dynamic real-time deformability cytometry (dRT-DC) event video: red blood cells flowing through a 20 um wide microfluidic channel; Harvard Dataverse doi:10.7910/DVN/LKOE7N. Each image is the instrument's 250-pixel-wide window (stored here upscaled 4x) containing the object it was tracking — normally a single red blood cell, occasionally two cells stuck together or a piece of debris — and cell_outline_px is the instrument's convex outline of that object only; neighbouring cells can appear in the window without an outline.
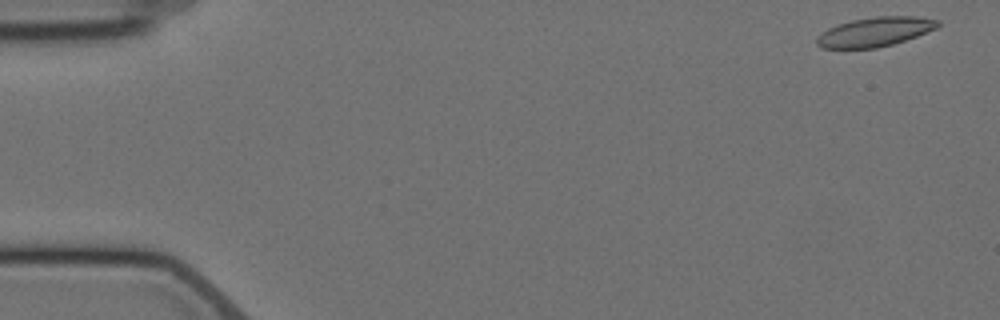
{"species": "Egyptian fruit bat (a non-hibernating species)", "species_latin": "Rousettus aegyptiacus", "temperature_condition": "cold", "stored_images_in_passage": 8, "segment_of_instrument_passage": [1, 2], "camera_frame_rate_fps": 3000, "um_per_image_px": 0.085, "animal": {"sex": "female"}, "frame": {"image": 1, "passage_image": 1, "time_ms": 0.0, "image_size_px": [1000, 320], "cell_outline_px": [[940, 24], [936, 28], [916, 36], [892, 44], [876, 48], [820, 48], [816, 44], [816, 36], [828, 28], [852, 20], [876, 16], [916, 16], [940, 20]], "centroid_in_image_um": [74.35, 2.7], "position_along_channel_um": 10.6, "area_um2": 20.58}}
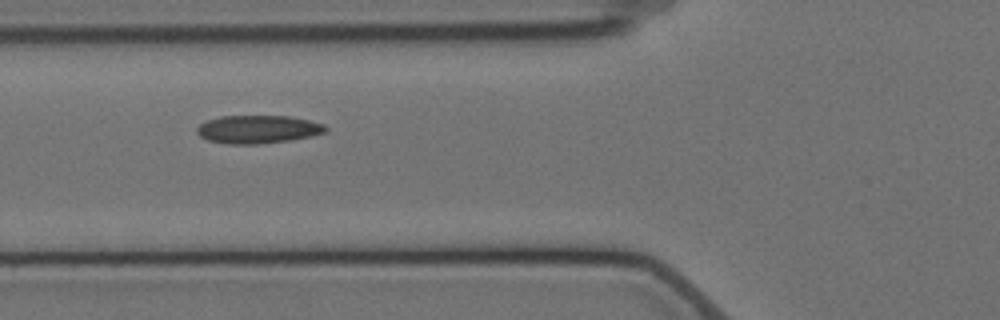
{"frame": {"image": 2, "passage_image": 6, "time_ms": 6.333, "image_size_px": [1000, 320], "cell_outline_px": [[328, 128], [324, 132], [292, 140], [260, 144], [228, 144], [208, 140], [200, 136], [196, 132], [196, 128], [200, 124], [208, 120], [220, 116], [288, 116], [308, 120], [324, 124]], "centroid_in_image_um": [21.89, 10.99], "position_along_channel_um": 103.9, "area_um2": 20.98}}
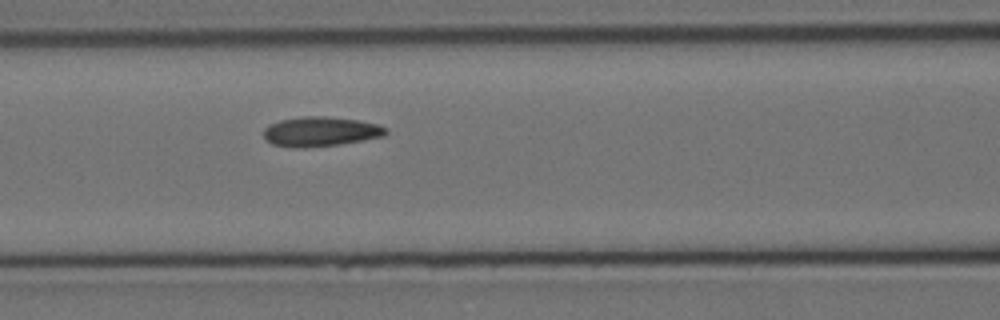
{"frame": {"image": 3, "passage_image": 7, "time_ms": 7.333, "image_size_px": [1000, 320], "cell_outline_px": [[388, 132], [384, 136], [340, 144], [304, 148], [292, 148], [272, 144], [264, 140], [264, 128], [268, 124], [280, 120], [300, 116], [324, 116], [360, 120], [376, 124], [388, 128]], "centroid_in_image_um": [27.21, 11.18], "position_along_channel_um": 139.4, "area_um2": 21.39}}